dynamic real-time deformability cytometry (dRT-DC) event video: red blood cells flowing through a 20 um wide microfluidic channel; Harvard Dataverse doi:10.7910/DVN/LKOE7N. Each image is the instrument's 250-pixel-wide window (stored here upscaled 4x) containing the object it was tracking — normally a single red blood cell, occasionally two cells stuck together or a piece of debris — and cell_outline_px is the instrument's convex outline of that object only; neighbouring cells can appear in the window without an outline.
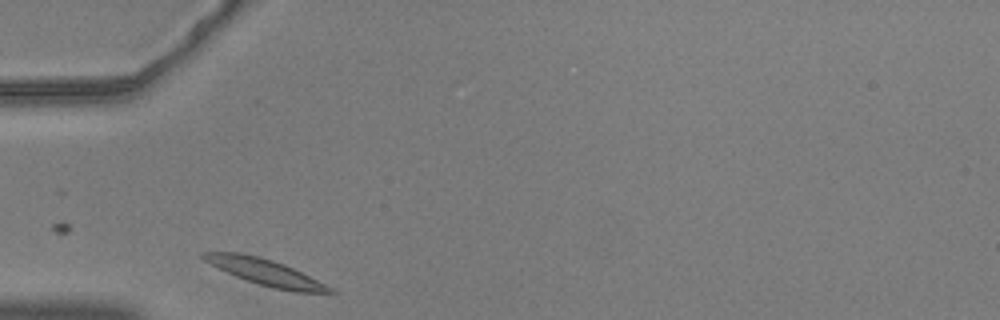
{"species": "common noctule bat (a hibernating species)", "species_latin": "Nyctalus noctula", "temperature_condition": "warm", "stored_images_in_passage": 40, "camera_frame_rate_fps": 3000, "um_per_image_px": 0.085, "animal": {"sex": "male", "body_mass_g": 20.5, "forearm_length_mm": 52.5}, "frame": {"image": 1, "passage_image": 1, "time_ms": 0.0, "image_size_px": [1000, 320], "cell_outline_px": [[336, 292], [296, 292], [272, 288], [236, 276], [204, 260], [200, 256], [200, 252], [240, 252], [272, 260], [284, 264], [332, 288]], "centroid_in_image_um": [22.51, 23.12], "position_along_channel_um": 62.5, "area_um2": 18.61}}
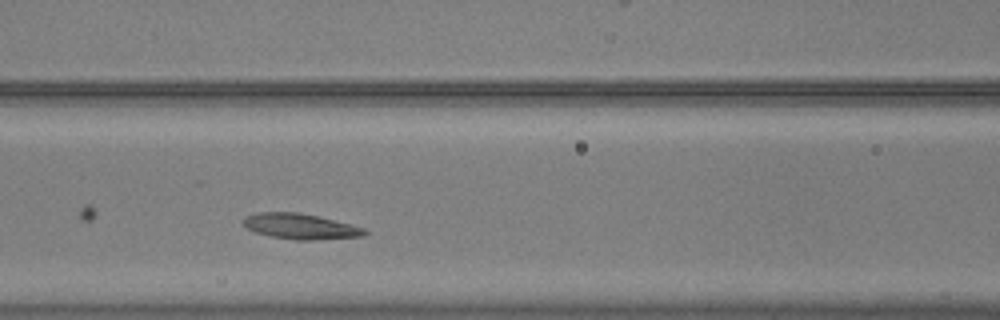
{"frame": {"image": 2, "passage_image": 8, "time_ms": 2.333, "image_size_px": [1000, 320], "cell_outline_px": [[368, 236], [312, 240], [296, 240], [268, 236], [256, 232], [240, 224], [244, 216], [256, 212], [296, 212], [316, 216], [364, 228], [368, 232]], "centroid_in_image_um": [25.48, 19.25], "position_along_channel_um": 141.1, "area_um2": 18.09}}
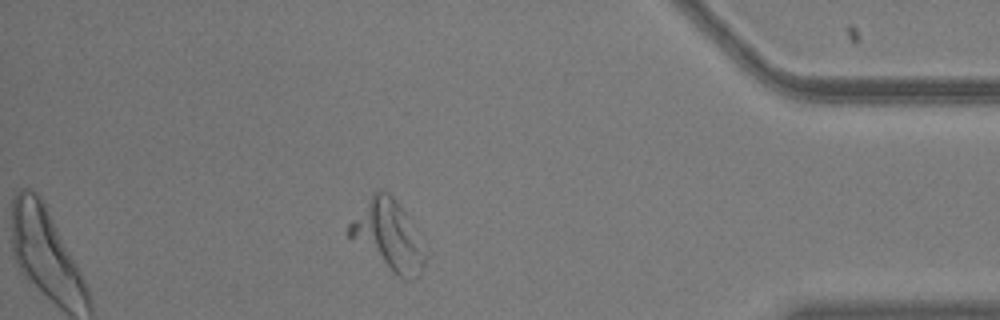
{"frame": {"image": 3, "passage_image": 33, "time_ms": 10.667, "image_size_px": [1000, 320], "cell_outline_px": [[424, 264], [420, 272], [412, 280], [404, 280], [392, 272], [348, 236], [344, 232], [348, 224], [372, 192], [380, 188], [388, 192], [396, 200], [404, 212], [424, 256]], "centroid_in_image_um": [32.9, 19.98], "position_along_channel_um": 402.3, "area_um2": 29.65}}